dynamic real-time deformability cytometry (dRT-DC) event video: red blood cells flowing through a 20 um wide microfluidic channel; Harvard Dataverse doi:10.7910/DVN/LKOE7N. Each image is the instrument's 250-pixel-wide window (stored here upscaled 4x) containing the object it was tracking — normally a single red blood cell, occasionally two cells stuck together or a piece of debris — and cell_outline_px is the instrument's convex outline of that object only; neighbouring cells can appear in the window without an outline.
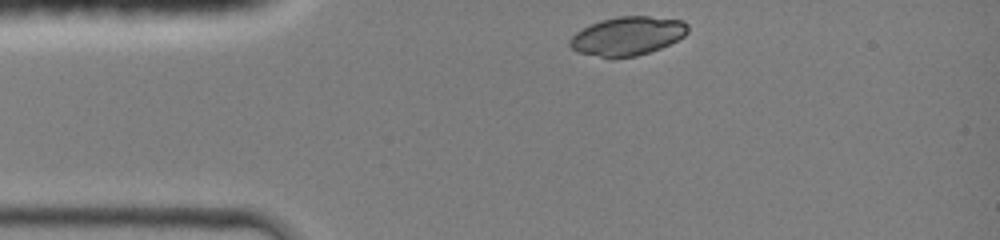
{"species": "common noctule bat (a hibernating species)", "species_latin": "Nyctalus noctula", "temperature_condition": "room temperature", "stored_images_in_passage": 30, "camera_frame_rate_fps": 3000, "um_per_image_px": 0.085, "animal": {"sex": "female", "body_mass_g": 19.0, "forearm_length_mm": 51.5}, "frame": {"image": 1, "passage_image": 1, "time_ms": 0.0, "image_size_px": [1000, 240], "cell_outline_px": [[688, 32], [684, 36], [660, 48], [636, 56], [612, 60], [576, 52], [568, 44], [568, 40], [576, 32], [600, 20], [616, 16], [648, 16], [684, 20], [688, 24]], "centroid_in_image_um": [53.3, 3.08], "position_along_channel_um": 31.7, "area_um2": 26.99}}
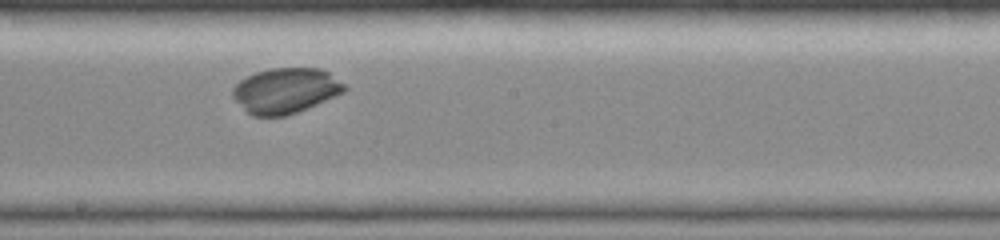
{"frame": {"image": 2, "passage_image": 17, "time_ms": 5.333, "image_size_px": [1000, 240], "cell_outline_px": [[348, 88], [344, 92], [288, 116], [252, 116], [232, 96], [232, 88], [240, 80], [256, 72], [272, 68], [320, 68], [328, 72], [344, 84]], "centroid_in_image_um": [24.27, 7.7], "position_along_channel_um": 223.9, "area_um2": 29.3}}
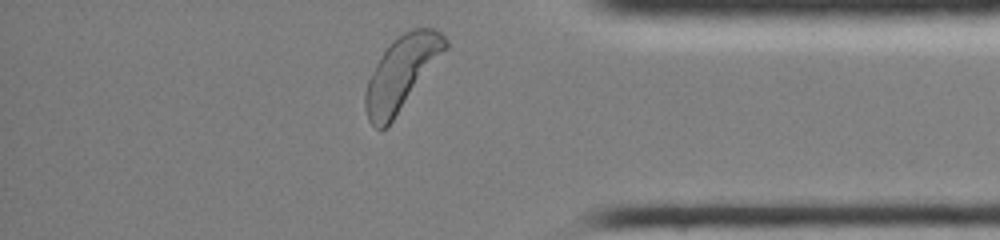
{"frame": {"image": 3, "passage_image": 30, "time_ms": 9.667, "image_size_px": [1000, 240], "cell_outline_px": [[448, 48], [392, 120], [384, 128], [376, 128], [368, 120], [364, 108], [364, 92], [368, 80], [376, 64], [392, 40], [404, 32], [412, 28], [436, 28], [448, 40]], "centroid_in_image_um": [34.13, 6.17], "position_along_channel_um": 401.1, "area_um2": 33.7}, "authors_computed_cell_mechanics": {"area_um2": 29.9115, "velocity_mm_per_s": 4.275, "shape_relaxation_time_tau1_ms": 8.0179, "shape_relaxation_time_tau2_ms": null, "deformation_change_tau1": 0.459, "deformation_change_tau2": null}}